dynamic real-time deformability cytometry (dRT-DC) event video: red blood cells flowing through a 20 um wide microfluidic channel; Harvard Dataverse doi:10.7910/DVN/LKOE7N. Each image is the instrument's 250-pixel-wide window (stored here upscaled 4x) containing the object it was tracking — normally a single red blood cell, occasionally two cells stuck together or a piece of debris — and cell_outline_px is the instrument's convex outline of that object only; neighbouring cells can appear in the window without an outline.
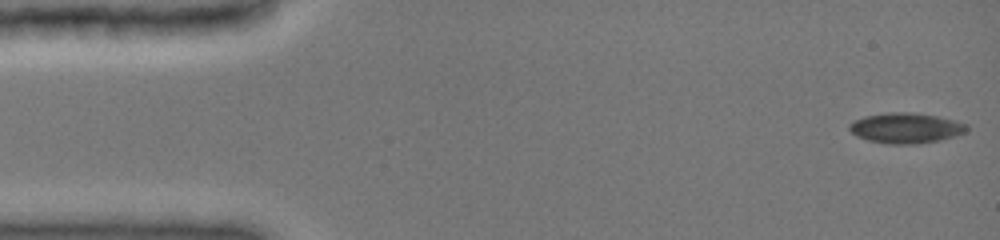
{"species": "common noctule bat (a hibernating species)", "species_latin": "Nyctalus noctula", "temperature_condition": "cold", "stored_images_in_passage": 47, "camera_frame_rate_fps": 3000, "um_per_image_px": 0.085, "animal": {"sex": "female", "body_mass_g": 19.0, "forearm_length_mm": 51.5}, "frame": {"image": 1, "passage_image": 1, "time_ms": 0.0, "image_size_px": [1000, 240], "cell_outline_px": [[968, 128], [964, 132], [956, 136], [940, 140], [916, 144], [888, 144], [868, 140], [856, 136], [848, 128], [848, 124], [864, 116], [888, 112], [912, 112], [936, 116], [968, 124]], "centroid_in_image_um": [76.98, 10.88], "position_along_channel_um": 8.0, "area_um2": 20.75}}
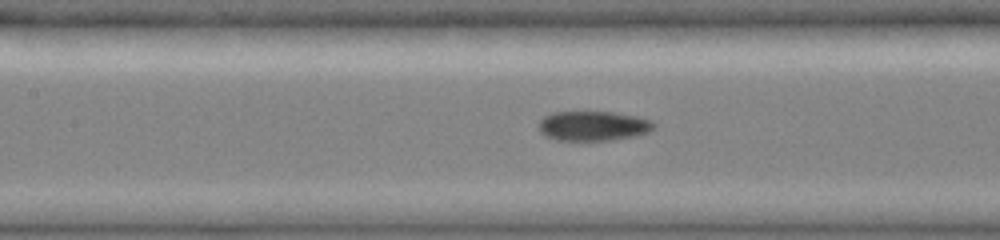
{"frame": {"image": 2, "passage_image": 21, "time_ms": 6.667, "image_size_px": [1000, 240], "cell_outline_px": [[656, 124], [648, 132], [636, 136], [612, 140], [556, 140], [544, 136], [540, 132], [540, 120], [544, 116], [552, 112], [612, 112], [636, 116], [652, 120]], "centroid_in_image_um": [50.42, 10.7], "position_along_channel_um": 157.0, "area_um2": 19.94}}
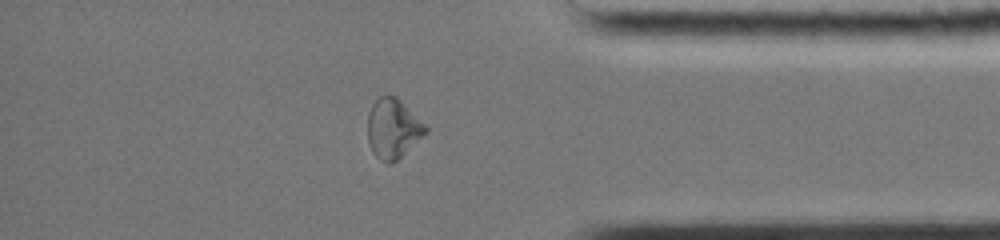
{"frame": {"image": 3, "passage_image": 40, "time_ms": 13.0, "image_size_px": [1000, 240], "cell_outline_px": [[428, 132], [392, 164], [388, 164], [380, 160], [372, 152], [368, 140], [368, 112], [372, 104], [380, 96], [396, 96], [428, 128]], "centroid_in_image_um": [33.39, 10.95], "position_along_channel_um": 401.8, "area_um2": 19.94}, "authors_computed_cell_mechanics": {"area_um2": 20.0566, "velocity_mm_per_s": 3.9941, "shape_relaxation_time_tau1_ms": null, "shape_relaxation_time_tau2_ms": 10.7878, "deformation_change_tau1": null, "deformation_change_tau2": 0.1481}}